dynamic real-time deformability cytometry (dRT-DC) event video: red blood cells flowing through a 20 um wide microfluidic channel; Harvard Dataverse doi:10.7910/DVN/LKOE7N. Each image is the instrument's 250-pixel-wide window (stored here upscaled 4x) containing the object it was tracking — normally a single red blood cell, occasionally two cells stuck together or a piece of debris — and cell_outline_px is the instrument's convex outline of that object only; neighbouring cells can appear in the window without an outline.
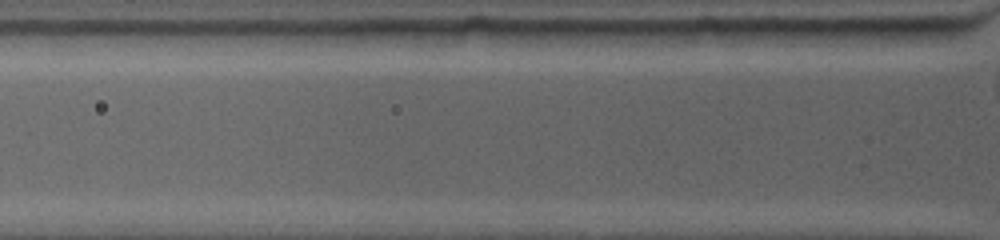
{"species": "common noctule bat (a hibernating species)", "species_latin": "Nyctalus noctula", "temperature_condition": "warm", "stored_images_in_passage": 2, "camera_frame_rate_fps": 4500, "um_per_image_px": 0.085, "animal": {"sex": "female", "body_mass_g": 19.0, "forearm_length_mm": 53.3}, "frame": {"image": 1, "passage_image": 2, "time_ms": 0.667, "image_size_px": [1000, 240], "cell_outline_px": [[816, 28], [804, 32], [752, 44], [688, 44], [684, 32], [700, 28]], "centroid_in_image_um": [62.78, 2.99], "position_along_channel_um": 63.0, "area_um2": 11.39}}